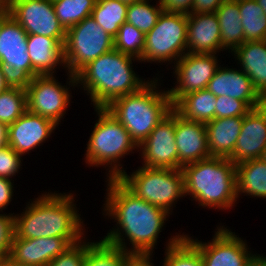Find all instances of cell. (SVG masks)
Returning a JSON list of instances; mask_svg holds the SVG:
<instances>
[{
  "instance_id": "6da1fadb",
  "label": "cell",
  "mask_w": 266,
  "mask_h": 266,
  "mask_svg": "<svg viewBox=\"0 0 266 266\" xmlns=\"http://www.w3.org/2000/svg\"><path fill=\"white\" fill-rule=\"evenodd\" d=\"M105 182L103 214L114 219L116 226L102 240L133 255H154L153 249L169 213L137 197L118 178H108Z\"/></svg>"
},
{
  "instance_id": "7a4b0ae2",
  "label": "cell",
  "mask_w": 266,
  "mask_h": 266,
  "mask_svg": "<svg viewBox=\"0 0 266 266\" xmlns=\"http://www.w3.org/2000/svg\"><path fill=\"white\" fill-rule=\"evenodd\" d=\"M74 193L44 192L27 203L14 216V234L18 238L86 237L84 221L78 213Z\"/></svg>"
},
{
  "instance_id": "3957f363",
  "label": "cell",
  "mask_w": 266,
  "mask_h": 266,
  "mask_svg": "<svg viewBox=\"0 0 266 266\" xmlns=\"http://www.w3.org/2000/svg\"><path fill=\"white\" fill-rule=\"evenodd\" d=\"M132 61L141 62L113 49L84 66L75 75L76 84L78 87L82 85L81 89L90 95L94 108H105L115 99L134 93L149 82V79L139 78Z\"/></svg>"
},
{
  "instance_id": "277c9868",
  "label": "cell",
  "mask_w": 266,
  "mask_h": 266,
  "mask_svg": "<svg viewBox=\"0 0 266 266\" xmlns=\"http://www.w3.org/2000/svg\"><path fill=\"white\" fill-rule=\"evenodd\" d=\"M184 194L202 208L229 210L236 206V164L228 158L209 157L182 167Z\"/></svg>"
},
{
  "instance_id": "5b68a950",
  "label": "cell",
  "mask_w": 266,
  "mask_h": 266,
  "mask_svg": "<svg viewBox=\"0 0 266 266\" xmlns=\"http://www.w3.org/2000/svg\"><path fill=\"white\" fill-rule=\"evenodd\" d=\"M160 80L156 76L138 91L119 97L105 107L138 146L173 110L168 90L159 89Z\"/></svg>"
},
{
  "instance_id": "8992f818",
  "label": "cell",
  "mask_w": 266,
  "mask_h": 266,
  "mask_svg": "<svg viewBox=\"0 0 266 266\" xmlns=\"http://www.w3.org/2000/svg\"><path fill=\"white\" fill-rule=\"evenodd\" d=\"M94 110L98 120L86 144L85 163L88 167H108L106 179L119 178L126 171L120 164V160L134 153L133 150H137L138 145L125 127L106 108Z\"/></svg>"
},
{
  "instance_id": "52a82bcc",
  "label": "cell",
  "mask_w": 266,
  "mask_h": 266,
  "mask_svg": "<svg viewBox=\"0 0 266 266\" xmlns=\"http://www.w3.org/2000/svg\"><path fill=\"white\" fill-rule=\"evenodd\" d=\"M118 179L137 197L166 210L170 215L179 198L185 197L182 169L141 166L130 175L125 171Z\"/></svg>"
},
{
  "instance_id": "ba28073f",
  "label": "cell",
  "mask_w": 266,
  "mask_h": 266,
  "mask_svg": "<svg viewBox=\"0 0 266 266\" xmlns=\"http://www.w3.org/2000/svg\"><path fill=\"white\" fill-rule=\"evenodd\" d=\"M186 53L187 15L163 11L156 25L145 34V48L139 60L175 64Z\"/></svg>"
},
{
  "instance_id": "9c48e42d",
  "label": "cell",
  "mask_w": 266,
  "mask_h": 266,
  "mask_svg": "<svg viewBox=\"0 0 266 266\" xmlns=\"http://www.w3.org/2000/svg\"><path fill=\"white\" fill-rule=\"evenodd\" d=\"M65 71L76 75L84 66L114 49V38L92 16L66 31L63 45Z\"/></svg>"
},
{
  "instance_id": "30bf717a",
  "label": "cell",
  "mask_w": 266,
  "mask_h": 266,
  "mask_svg": "<svg viewBox=\"0 0 266 266\" xmlns=\"http://www.w3.org/2000/svg\"><path fill=\"white\" fill-rule=\"evenodd\" d=\"M66 73V85L57 82L55 75H38L25 82L27 110L48 118L59 126L72 98L70 87H77L76 76L67 71Z\"/></svg>"
},
{
  "instance_id": "8fae6325",
  "label": "cell",
  "mask_w": 266,
  "mask_h": 266,
  "mask_svg": "<svg viewBox=\"0 0 266 266\" xmlns=\"http://www.w3.org/2000/svg\"><path fill=\"white\" fill-rule=\"evenodd\" d=\"M27 32L10 16L0 30V65L14 83H25L38 74L27 52Z\"/></svg>"
},
{
  "instance_id": "7c38bea8",
  "label": "cell",
  "mask_w": 266,
  "mask_h": 266,
  "mask_svg": "<svg viewBox=\"0 0 266 266\" xmlns=\"http://www.w3.org/2000/svg\"><path fill=\"white\" fill-rule=\"evenodd\" d=\"M213 239L203 242L188 234L185 236L199 249L204 266H246L256 255L250 252L246 240L227 229L218 226Z\"/></svg>"
},
{
  "instance_id": "4fadbf2b",
  "label": "cell",
  "mask_w": 266,
  "mask_h": 266,
  "mask_svg": "<svg viewBox=\"0 0 266 266\" xmlns=\"http://www.w3.org/2000/svg\"><path fill=\"white\" fill-rule=\"evenodd\" d=\"M10 15L28 35L56 38L65 43L66 31L61 26L51 0H8Z\"/></svg>"
},
{
  "instance_id": "5bb4252c",
  "label": "cell",
  "mask_w": 266,
  "mask_h": 266,
  "mask_svg": "<svg viewBox=\"0 0 266 266\" xmlns=\"http://www.w3.org/2000/svg\"><path fill=\"white\" fill-rule=\"evenodd\" d=\"M216 55L186 53L172 65L176 79L175 87L168 89L172 104L185 94L207 88L208 82L220 66Z\"/></svg>"
},
{
  "instance_id": "9a60e30c",
  "label": "cell",
  "mask_w": 266,
  "mask_h": 266,
  "mask_svg": "<svg viewBox=\"0 0 266 266\" xmlns=\"http://www.w3.org/2000/svg\"><path fill=\"white\" fill-rule=\"evenodd\" d=\"M176 112L172 110L138 146L142 166L160 169H178L175 142Z\"/></svg>"
},
{
  "instance_id": "2e32d148",
  "label": "cell",
  "mask_w": 266,
  "mask_h": 266,
  "mask_svg": "<svg viewBox=\"0 0 266 266\" xmlns=\"http://www.w3.org/2000/svg\"><path fill=\"white\" fill-rule=\"evenodd\" d=\"M86 237H40L23 239L13 235L8 257L25 266H47L72 244Z\"/></svg>"
},
{
  "instance_id": "e0dca14e",
  "label": "cell",
  "mask_w": 266,
  "mask_h": 266,
  "mask_svg": "<svg viewBox=\"0 0 266 266\" xmlns=\"http://www.w3.org/2000/svg\"><path fill=\"white\" fill-rule=\"evenodd\" d=\"M58 127L52 120L28 110L7 126V145L20 155L43 145Z\"/></svg>"
},
{
  "instance_id": "ac0fdd59",
  "label": "cell",
  "mask_w": 266,
  "mask_h": 266,
  "mask_svg": "<svg viewBox=\"0 0 266 266\" xmlns=\"http://www.w3.org/2000/svg\"><path fill=\"white\" fill-rule=\"evenodd\" d=\"M266 147V111L262 107L251 109L243 116L236 146L229 160L236 165L261 158Z\"/></svg>"
},
{
  "instance_id": "d6986e66",
  "label": "cell",
  "mask_w": 266,
  "mask_h": 266,
  "mask_svg": "<svg viewBox=\"0 0 266 266\" xmlns=\"http://www.w3.org/2000/svg\"><path fill=\"white\" fill-rule=\"evenodd\" d=\"M214 96H228L244 101L251 109L261 107L262 97L242 69L217 68L207 88Z\"/></svg>"
},
{
  "instance_id": "ffe728a7",
  "label": "cell",
  "mask_w": 266,
  "mask_h": 266,
  "mask_svg": "<svg viewBox=\"0 0 266 266\" xmlns=\"http://www.w3.org/2000/svg\"><path fill=\"white\" fill-rule=\"evenodd\" d=\"M175 142L178 169L210 157L205 123L186 120L176 113Z\"/></svg>"
},
{
  "instance_id": "44dd1931",
  "label": "cell",
  "mask_w": 266,
  "mask_h": 266,
  "mask_svg": "<svg viewBox=\"0 0 266 266\" xmlns=\"http://www.w3.org/2000/svg\"><path fill=\"white\" fill-rule=\"evenodd\" d=\"M221 53L220 25L215 12L187 15V53Z\"/></svg>"
},
{
  "instance_id": "7402d4cb",
  "label": "cell",
  "mask_w": 266,
  "mask_h": 266,
  "mask_svg": "<svg viewBox=\"0 0 266 266\" xmlns=\"http://www.w3.org/2000/svg\"><path fill=\"white\" fill-rule=\"evenodd\" d=\"M63 45L56 38L28 35L27 52L33 70L38 75H54L60 65L65 68Z\"/></svg>"
},
{
  "instance_id": "603a6c76",
  "label": "cell",
  "mask_w": 266,
  "mask_h": 266,
  "mask_svg": "<svg viewBox=\"0 0 266 266\" xmlns=\"http://www.w3.org/2000/svg\"><path fill=\"white\" fill-rule=\"evenodd\" d=\"M259 95L266 97V40L247 41L232 52Z\"/></svg>"
},
{
  "instance_id": "cb8c5ba5",
  "label": "cell",
  "mask_w": 266,
  "mask_h": 266,
  "mask_svg": "<svg viewBox=\"0 0 266 266\" xmlns=\"http://www.w3.org/2000/svg\"><path fill=\"white\" fill-rule=\"evenodd\" d=\"M243 117L214 118L207 122L206 132L210 157L228 158L240 135Z\"/></svg>"
},
{
  "instance_id": "d4e9b609",
  "label": "cell",
  "mask_w": 266,
  "mask_h": 266,
  "mask_svg": "<svg viewBox=\"0 0 266 266\" xmlns=\"http://www.w3.org/2000/svg\"><path fill=\"white\" fill-rule=\"evenodd\" d=\"M216 103V96L203 89L181 96L173 104V110L186 120L206 124L215 118Z\"/></svg>"
},
{
  "instance_id": "484cf974",
  "label": "cell",
  "mask_w": 266,
  "mask_h": 266,
  "mask_svg": "<svg viewBox=\"0 0 266 266\" xmlns=\"http://www.w3.org/2000/svg\"><path fill=\"white\" fill-rule=\"evenodd\" d=\"M221 32V51L232 52L245 42L239 0H225L215 11Z\"/></svg>"
},
{
  "instance_id": "4316f807",
  "label": "cell",
  "mask_w": 266,
  "mask_h": 266,
  "mask_svg": "<svg viewBox=\"0 0 266 266\" xmlns=\"http://www.w3.org/2000/svg\"><path fill=\"white\" fill-rule=\"evenodd\" d=\"M237 196L266 198V162L261 158L236 165Z\"/></svg>"
},
{
  "instance_id": "83f0119b",
  "label": "cell",
  "mask_w": 266,
  "mask_h": 266,
  "mask_svg": "<svg viewBox=\"0 0 266 266\" xmlns=\"http://www.w3.org/2000/svg\"><path fill=\"white\" fill-rule=\"evenodd\" d=\"M180 234L167 240L162 266H204L199 249L184 233Z\"/></svg>"
},
{
  "instance_id": "f1b7e54d",
  "label": "cell",
  "mask_w": 266,
  "mask_h": 266,
  "mask_svg": "<svg viewBox=\"0 0 266 266\" xmlns=\"http://www.w3.org/2000/svg\"><path fill=\"white\" fill-rule=\"evenodd\" d=\"M128 5L121 0H96L91 16L113 38L126 22Z\"/></svg>"
},
{
  "instance_id": "f546056e",
  "label": "cell",
  "mask_w": 266,
  "mask_h": 266,
  "mask_svg": "<svg viewBox=\"0 0 266 266\" xmlns=\"http://www.w3.org/2000/svg\"><path fill=\"white\" fill-rule=\"evenodd\" d=\"M245 42L266 40V15L256 0H239Z\"/></svg>"
},
{
  "instance_id": "4dcf8cb0",
  "label": "cell",
  "mask_w": 266,
  "mask_h": 266,
  "mask_svg": "<svg viewBox=\"0 0 266 266\" xmlns=\"http://www.w3.org/2000/svg\"><path fill=\"white\" fill-rule=\"evenodd\" d=\"M27 111V93L24 83H14L0 93V123H14Z\"/></svg>"
},
{
  "instance_id": "1f68e13d",
  "label": "cell",
  "mask_w": 266,
  "mask_h": 266,
  "mask_svg": "<svg viewBox=\"0 0 266 266\" xmlns=\"http://www.w3.org/2000/svg\"><path fill=\"white\" fill-rule=\"evenodd\" d=\"M132 256L101 238L88 248L83 266H126Z\"/></svg>"
},
{
  "instance_id": "d6a6232c",
  "label": "cell",
  "mask_w": 266,
  "mask_h": 266,
  "mask_svg": "<svg viewBox=\"0 0 266 266\" xmlns=\"http://www.w3.org/2000/svg\"><path fill=\"white\" fill-rule=\"evenodd\" d=\"M52 3L61 26L67 31L91 16L96 0H54Z\"/></svg>"
},
{
  "instance_id": "836d02e7",
  "label": "cell",
  "mask_w": 266,
  "mask_h": 266,
  "mask_svg": "<svg viewBox=\"0 0 266 266\" xmlns=\"http://www.w3.org/2000/svg\"><path fill=\"white\" fill-rule=\"evenodd\" d=\"M152 1V0H151ZM154 6L149 0H142L128 5L126 22L134 25L144 34L148 33L157 23L163 9L159 0Z\"/></svg>"
},
{
  "instance_id": "e575fe53",
  "label": "cell",
  "mask_w": 266,
  "mask_h": 266,
  "mask_svg": "<svg viewBox=\"0 0 266 266\" xmlns=\"http://www.w3.org/2000/svg\"><path fill=\"white\" fill-rule=\"evenodd\" d=\"M144 48L145 34L134 25L123 23L114 37V49L140 59Z\"/></svg>"
},
{
  "instance_id": "d590c367",
  "label": "cell",
  "mask_w": 266,
  "mask_h": 266,
  "mask_svg": "<svg viewBox=\"0 0 266 266\" xmlns=\"http://www.w3.org/2000/svg\"><path fill=\"white\" fill-rule=\"evenodd\" d=\"M83 239L72 244L63 253L50 261L47 266H83L88 248L94 243ZM88 241V242H87Z\"/></svg>"
},
{
  "instance_id": "8d00e7d4",
  "label": "cell",
  "mask_w": 266,
  "mask_h": 266,
  "mask_svg": "<svg viewBox=\"0 0 266 266\" xmlns=\"http://www.w3.org/2000/svg\"><path fill=\"white\" fill-rule=\"evenodd\" d=\"M215 118L243 117L251 108L242 100L228 96L216 97Z\"/></svg>"
},
{
  "instance_id": "74e56055",
  "label": "cell",
  "mask_w": 266,
  "mask_h": 266,
  "mask_svg": "<svg viewBox=\"0 0 266 266\" xmlns=\"http://www.w3.org/2000/svg\"><path fill=\"white\" fill-rule=\"evenodd\" d=\"M22 155L15 152L9 145L0 148V177L12 180L22 168Z\"/></svg>"
},
{
  "instance_id": "f35d334b",
  "label": "cell",
  "mask_w": 266,
  "mask_h": 266,
  "mask_svg": "<svg viewBox=\"0 0 266 266\" xmlns=\"http://www.w3.org/2000/svg\"><path fill=\"white\" fill-rule=\"evenodd\" d=\"M14 213L0 214V258L8 257L14 235Z\"/></svg>"
},
{
  "instance_id": "ab89813d",
  "label": "cell",
  "mask_w": 266,
  "mask_h": 266,
  "mask_svg": "<svg viewBox=\"0 0 266 266\" xmlns=\"http://www.w3.org/2000/svg\"><path fill=\"white\" fill-rule=\"evenodd\" d=\"M193 1L194 0H159L163 11L186 15L192 13Z\"/></svg>"
},
{
  "instance_id": "60d3db41",
  "label": "cell",
  "mask_w": 266,
  "mask_h": 266,
  "mask_svg": "<svg viewBox=\"0 0 266 266\" xmlns=\"http://www.w3.org/2000/svg\"><path fill=\"white\" fill-rule=\"evenodd\" d=\"M12 180L0 177V211L3 213V210L7 209V206L10 205L12 197L14 196ZM0 212V213H1Z\"/></svg>"
},
{
  "instance_id": "b9f144b4",
  "label": "cell",
  "mask_w": 266,
  "mask_h": 266,
  "mask_svg": "<svg viewBox=\"0 0 266 266\" xmlns=\"http://www.w3.org/2000/svg\"><path fill=\"white\" fill-rule=\"evenodd\" d=\"M225 0H194L192 13L215 12Z\"/></svg>"
},
{
  "instance_id": "7bdbcfd3",
  "label": "cell",
  "mask_w": 266,
  "mask_h": 266,
  "mask_svg": "<svg viewBox=\"0 0 266 266\" xmlns=\"http://www.w3.org/2000/svg\"><path fill=\"white\" fill-rule=\"evenodd\" d=\"M152 255H133L126 266H154Z\"/></svg>"
},
{
  "instance_id": "ee69618b",
  "label": "cell",
  "mask_w": 266,
  "mask_h": 266,
  "mask_svg": "<svg viewBox=\"0 0 266 266\" xmlns=\"http://www.w3.org/2000/svg\"><path fill=\"white\" fill-rule=\"evenodd\" d=\"M14 82L9 78L7 71L0 65V93L6 91Z\"/></svg>"
},
{
  "instance_id": "f6af8a7d",
  "label": "cell",
  "mask_w": 266,
  "mask_h": 266,
  "mask_svg": "<svg viewBox=\"0 0 266 266\" xmlns=\"http://www.w3.org/2000/svg\"><path fill=\"white\" fill-rule=\"evenodd\" d=\"M10 10L5 3H0V30L3 23L10 17Z\"/></svg>"
},
{
  "instance_id": "bcb514c9",
  "label": "cell",
  "mask_w": 266,
  "mask_h": 266,
  "mask_svg": "<svg viewBox=\"0 0 266 266\" xmlns=\"http://www.w3.org/2000/svg\"><path fill=\"white\" fill-rule=\"evenodd\" d=\"M246 266H266V256L256 253Z\"/></svg>"
},
{
  "instance_id": "7dc6e473",
  "label": "cell",
  "mask_w": 266,
  "mask_h": 266,
  "mask_svg": "<svg viewBox=\"0 0 266 266\" xmlns=\"http://www.w3.org/2000/svg\"><path fill=\"white\" fill-rule=\"evenodd\" d=\"M7 144V126L0 123V148Z\"/></svg>"
},
{
  "instance_id": "c3c4849f",
  "label": "cell",
  "mask_w": 266,
  "mask_h": 266,
  "mask_svg": "<svg viewBox=\"0 0 266 266\" xmlns=\"http://www.w3.org/2000/svg\"><path fill=\"white\" fill-rule=\"evenodd\" d=\"M0 266H25V265L15 263L9 257H5V258H0Z\"/></svg>"
},
{
  "instance_id": "681fc988",
  "label": "cell",
  "mask_w": 266,
  "mask_h": 266,
  "mask_svg": "<svg viewBox=\"0 0 266 266\" xmlns=\"http://www.w3.org/2000/svg\"><path fill=\"white\" fill-rule=\"evenodd\" d=\"M256 2L261 6L264 14L266 15V0H256Z\"/></svg>"
},
{
  "instance_id": "f907efd6",
  "label": "cell",
  "mask_w": 266,
  "mask_h": 266,
  "mask_svg": "<svg viewBox=\"0 0 266 266\" xmlns=\"http://www.w3.org/2000/svg\"><path fill=\"white\" fill-rule=\"evenodd\" d=\"M121 1L125 2L127 4H131V3L139 2V1H142V0H121Z\"/></svg>"
},
{
  "instance_id": "816d5d0a",
  "label": "cell",
  "mask_w": 266,
  "mask_h": 266,
  "mask_svg": "<svg viewBox=\"0 0 266 266\" xmlns=\"http://www.w3.org/2000/svg\"><path fill=\"white\" fill-rule=\"evenodd\" d=\"M261 107L266 111V97L262 99Z\"/></svg>"
},
{
  "instance_id": "f5cc1de1",
  "label": "cell",
  "mask_w": 266,
  "mask_h": 266,
  "mask_svg": "<svg viewBox=\"0 0 266 266\" xmlns=\"http://www.w3.org/2000/svg\"><path fill=\"white\" fill-rule=\"evenodd\" d=\"M261 159H262L264 162H266V147H265L264 150H263V154H262V156H261Z\"/></svg>"
}]
</instances>
